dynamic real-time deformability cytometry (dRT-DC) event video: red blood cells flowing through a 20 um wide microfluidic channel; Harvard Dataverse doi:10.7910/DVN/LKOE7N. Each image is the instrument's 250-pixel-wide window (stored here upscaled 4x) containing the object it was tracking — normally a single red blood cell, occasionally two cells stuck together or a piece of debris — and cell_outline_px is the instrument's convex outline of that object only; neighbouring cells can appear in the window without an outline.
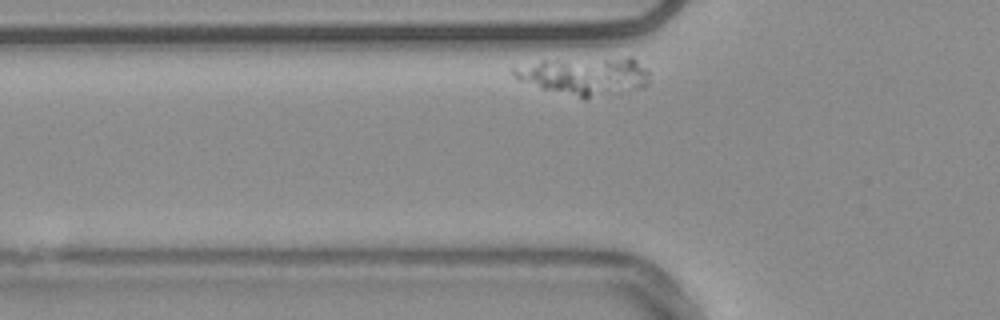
{"species": "common noctule bat (a hibernating species)", "species_latin": "Nyctalus noctula", "temperature_condition": "warm", "stored_images_in_passage": 29, "segment_of_instrument_passage": [3, 4], "camera_frame_rate_fps": 3000, "um_per_image_px": 0.085, "animal": {"sex": "male", "body_mass_g": 20.4}, "frame": {"image": 1, "passage_image": 3, "time_ms": 0.667, "image_size_px": [1000, 320], "cell_outline_px": [[596, 92], [584, 100], [544, 88], [520, 80], [512, 76], [512, 68], [544, 60], [568, 64], [584, 76]], "centroid_in_image_um": [47.19, 6.66], "position_along_channel_um": 78.6, "area_um2": 13.64}}